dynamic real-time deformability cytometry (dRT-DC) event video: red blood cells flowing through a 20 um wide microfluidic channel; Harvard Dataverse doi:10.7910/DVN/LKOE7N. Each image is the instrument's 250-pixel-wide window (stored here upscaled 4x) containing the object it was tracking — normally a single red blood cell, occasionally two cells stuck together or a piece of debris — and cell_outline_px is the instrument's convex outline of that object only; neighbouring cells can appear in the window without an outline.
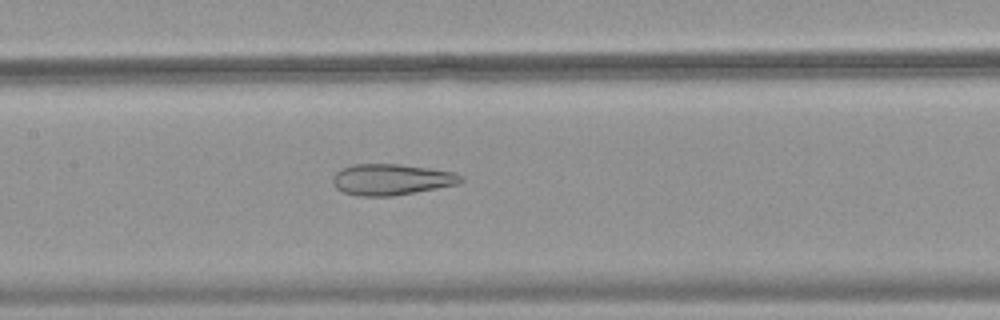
{"species": "common noctule bat (a hibernating species)", "species_latin": "Nyctalus noctula", "temperature_condition": "warm", "stored_images_in_passage": 35, "camera_frame_rate_fps": 3000, "um_per_image_px": 0.085, "animal": {"sex": "female", "body_mass_g": 18.4}, "frame": {"image": 1, "passage_image": 25, "time_ms": 8.0, "image_size_px": [1000, 320], "cell_outline_px": [[464, 180], [460, 184], [392, 196], [356, 196], [344, 192], [336, 188], [332, 180], [332, 176], [340, 168], [352, 164], [400, 164], [456, 172], [464, 176]], "centroid_in_image_um": [33.28, 15.25], "position_along_channel_um": 174.1, "area_um2": 23.47}}
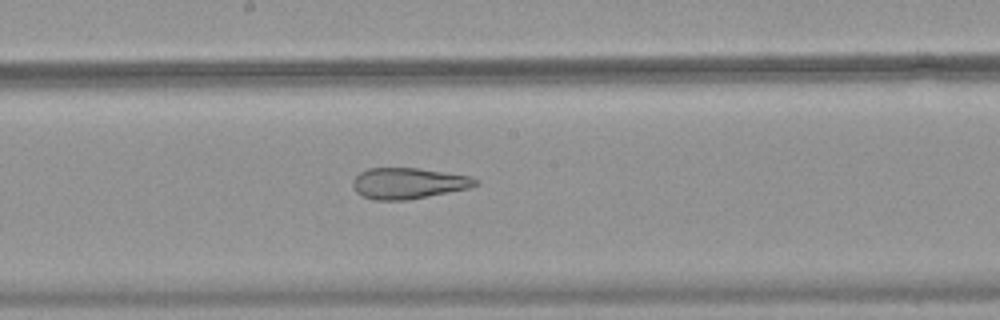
{"frame": {"image": 2, "passage_image": 28, "time_ms": 9.0, "image_size_px": [1000, 320], "cell_outline_px": [[480, 184], [472, 188], [408, 200], [372, 200], [360, 196], [356, 192], [352, 184], [352, 180], [360, 172], [368, 168], [420, 168], [472, 176], [480, 180]], "centroid_in_image_um": [34.75, 15.58], "position_along_channel_um": 213.5, "area_um2": 22.66}}
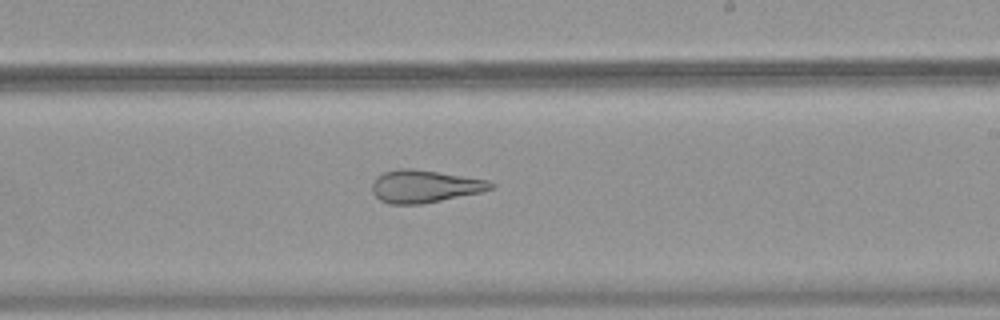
{"frame": {"image": 3, "passage_image": 31, "time_ms": 10.0, "image_size_px": [1000, 320], "cell_outline_px": [[496, 184], [492, 188], [480, 192], [420, 204], [388, 204], [380, 200], [372, 192], [372, 184], [376, 176], [384, 172], [396, 168], [412, 168], [488, 180]], "centroid_in_image_um": [36.04, 15.83], "position_along_channel_um": 253.0, "area_um2": 22.37}}